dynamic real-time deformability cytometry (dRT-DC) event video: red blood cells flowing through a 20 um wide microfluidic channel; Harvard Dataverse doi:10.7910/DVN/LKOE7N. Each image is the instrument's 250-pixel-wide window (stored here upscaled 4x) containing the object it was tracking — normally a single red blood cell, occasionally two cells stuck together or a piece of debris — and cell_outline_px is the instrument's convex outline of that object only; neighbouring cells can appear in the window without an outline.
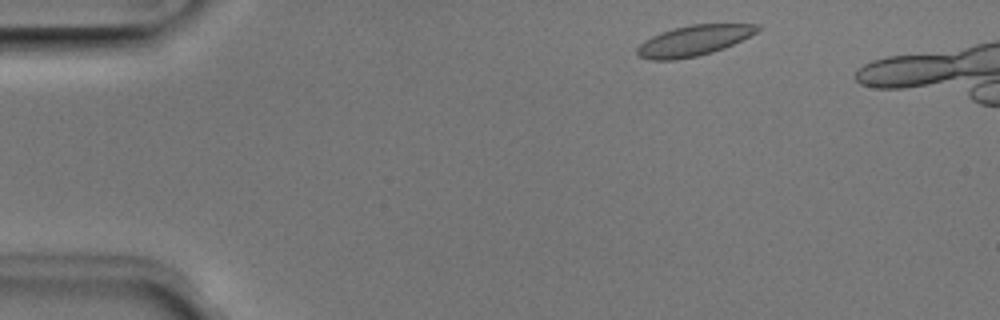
{"species": "Egyptian fruit bat (a non-hibernating species)", "species_latin": "Rousettus aegyptiacus", "temperature_condition": "room temperature", "stored_images_in_passage": 4, "camera_frame_rate_fps": 3000, "um_per_image_px": 0.085, "animal": {"sex": "male"}, "frame": {"image": 1, "passage_image": 1, "time_ms": 0.0, "image_size_px": [1000, 320], "cell_outline_px": [[760, 28], [756, 32], [724, 48], [712, 52], [696, 56], [676, 60], [648, 60], [640, 56], [636, 52], [636, 48], [644, 40], [660, 32], [692, 24], [760, 24]], "centroid_in_image_um": [58.92, 3.46], "position_along_channel_um": 26.1, "area_um2": 21.15}}